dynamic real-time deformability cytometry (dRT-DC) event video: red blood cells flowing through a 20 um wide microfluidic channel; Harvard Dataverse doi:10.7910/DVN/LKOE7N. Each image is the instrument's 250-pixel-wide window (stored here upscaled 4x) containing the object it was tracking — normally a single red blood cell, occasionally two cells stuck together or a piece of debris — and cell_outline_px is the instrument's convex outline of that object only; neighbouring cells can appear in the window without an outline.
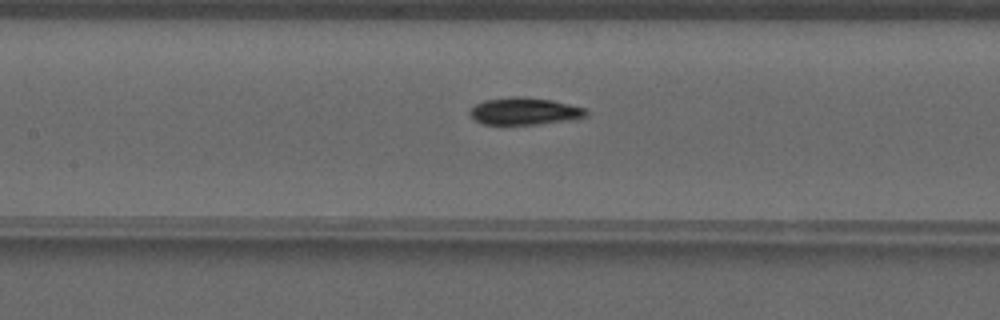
{"species": "common noctule bat (a hibernating species)", "species_latin": "Nyctalus noctula", "temperature_condition": "warm", "stored_images_in_passage": 20, "camera_frame_rate_fps": 3000, "um_per_image_px": 0.085, "animal": {"sex": "male", "forearm_length_mm": 52.5}, "frame": {"image": 1, "passage_image": 8, "time_ms": 2.333, "image_size_px": [1000, 320], "cell_outline_px": [[588, 112], [584, 116], [576, 120], [540, 124], [484, 124], [476, 120], [468, 112], [476, 104], [484, 100], [512, 96], [552, 100], [584, 108]], "centroid_in_image_um": [44.6, 9.46], "position_along_channel_um": 162.8, "area_um2": 18.26}}
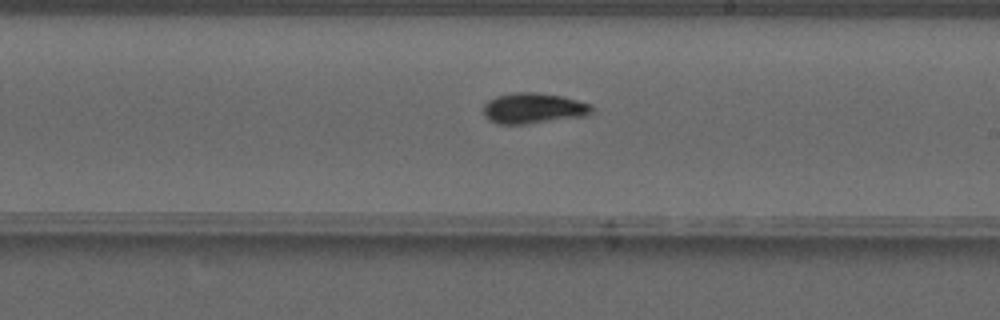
{"frame": {"image": 2, "passage_image": 14, "time_ms": 4.333, "image_size_px": [1000, 320], "cell_outline_px": [[592, 116], [528, 124], [500, 124], [488, 120], [484, 116], [484, 104], [488, 100], [496, 96], [516, 92], [536, 92], [560, 96], [592, 104]], "centroid_in_image_um": [45.38, 9.22], "position_along_channel_um": 243.6, "area_um2": 19.65}}
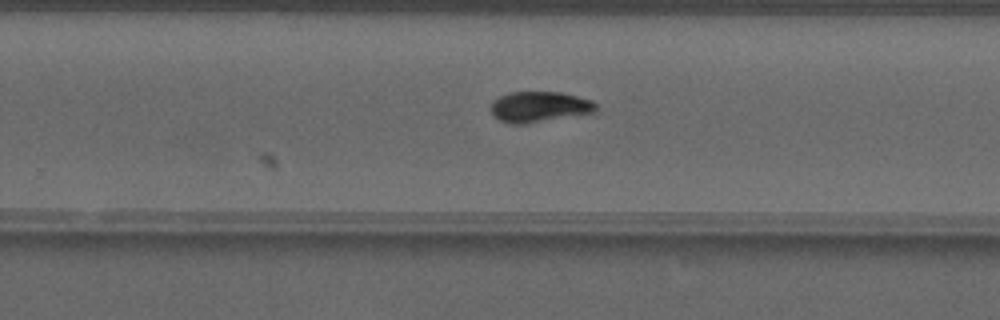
{"frame": {"image": 3, "passage_image": 17, "time_ms": 5.333, "image_size_px": [1000, 320], "cell_outline_px": [[596, 112], [528, 124], [512, 124], [500, 120], [488, 108], [492, 100], [508, 92], [560, 92], [592, 100], [596, 104]], "centroid_in_image_um": [45.82, 9.08], "position_along_channel_um": 284.0, "area_um2": 18.96}}